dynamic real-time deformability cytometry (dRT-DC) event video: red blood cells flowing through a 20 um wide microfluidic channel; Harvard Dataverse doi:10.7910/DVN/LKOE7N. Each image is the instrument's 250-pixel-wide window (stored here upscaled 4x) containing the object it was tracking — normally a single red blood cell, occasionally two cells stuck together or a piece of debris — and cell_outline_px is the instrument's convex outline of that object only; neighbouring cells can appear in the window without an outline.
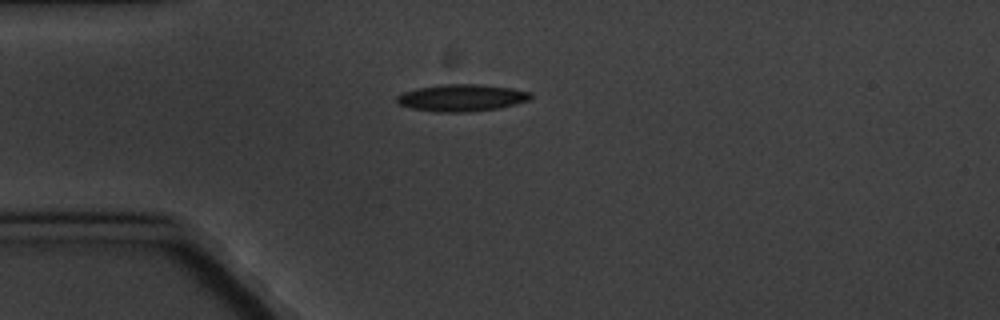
{"species": "common noctule bat (a hibernating species)", "species_latin": "Nyctalus noctula", "temperature_condition": "cold", "stored_images_in_passage": 7, "camera_frame_rate_fps": 3000, "um_per_image_px": 0.085, "animal": {"sex": "male", "body_mass_g": 20.1, "forearm_length_mm": 53.5}, "frame": {"image": 1, "passage_image": 1, "time_ms": 0.0, "image_size_px": [1000, 320], "cell_outline_px": [[532, 96], [528, 100], [496, 108], [468, 112], [436, 112], [412, 108], [400, 104], [396, 100], [396, 96], [404, 92], [416, 88], [440, 84], [480, 84], [512, 88], [532, 92]], "centroid_in_image_um": [39.22, 8.3], "position_along_channel_um": 45.8, "area_um2": 20.92}}
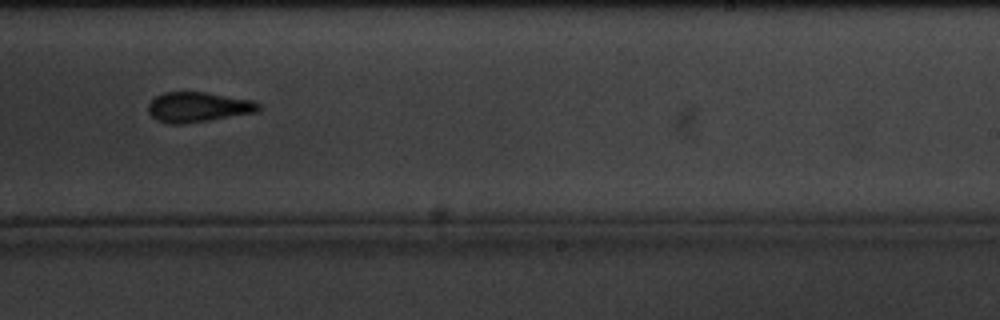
{"frame": {"image": 2, "passage_image": 7, "time_ms": 7.333, "image_size_px": [1000, 320], "cell_outline_px": [[264, 108], [256, 112], [184, 124], [168, 124], [156, 120], [148, 112], [148, 104], [156, 96], [164, 92], [204, 92], [252, 100], [260, 104]], "centroid_in_image_um": [16.83, 9.1], "position_along_channel_um": 272.2, "area_um2": 19.31}}